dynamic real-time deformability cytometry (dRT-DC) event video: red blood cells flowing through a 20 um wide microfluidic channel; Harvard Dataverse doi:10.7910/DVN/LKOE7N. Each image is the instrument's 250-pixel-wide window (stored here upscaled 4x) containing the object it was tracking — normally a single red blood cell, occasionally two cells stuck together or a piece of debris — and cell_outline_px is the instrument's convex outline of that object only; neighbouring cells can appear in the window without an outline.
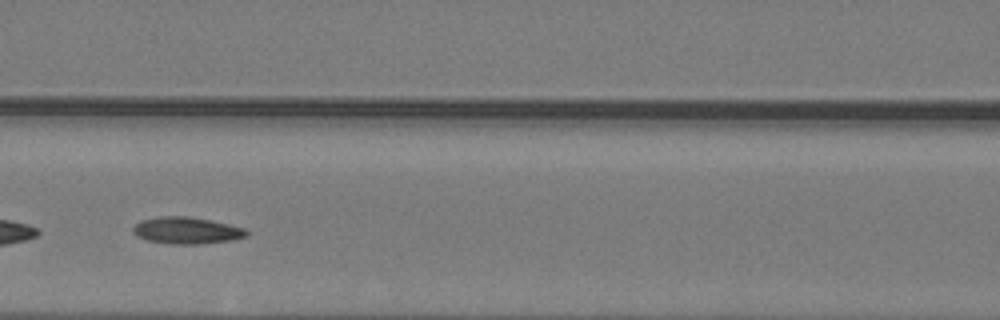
{"species": "common noctule bat (a hibernating species)", "species_latin": "Nyctalus noctula", "temperature_condition": "warm", "stored_images_in_passage": 34, "camera_frame_rate_fps": 3000, "um_per_image_px": 0.085, "animal": {"sex": "male", "body_mass_g": 19.2, "forearm_length_mm": 51.8}, "frame": {"image": 1, "passage_image": 12, "time_ms": 3.667, "image_size_px": [1000, 320], "cell_outline_px": [[248, 232], [244, 236], [232, 240], [200, 244], [168, 244], [148, 240], [136, 236], [132, 232], [132, 228], [140, 220], [160, 216], [184, 216], [208, 220], [228, 224], [244, 228]], "centroid_in_image_um": [15.8, 19.59], "position_along_channel_um": 150.8, "area_um2": 17.57}}
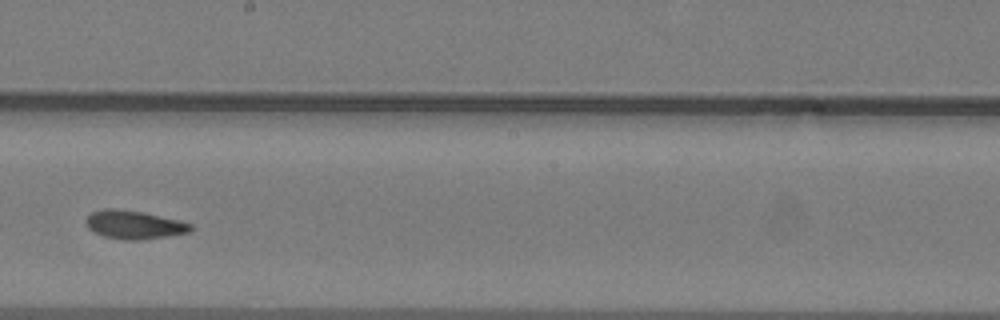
{"frame": {"image": 2, "passage_image": 18, "time_ms": 5.667, "image_size_px": [1000, 320], "cell_outline_px": [[192, 228], [188, 232], [140, 240], [124, 240], [104, 236], [88, 228], [84, 220], [92, 212], [104, 208], [116, 208], [144, 212], [180, 220], [192, 224]], "centroid_in_image_um": [11.37, 19.08], "position_along_channel_um": 236.8, "area_um2": 17.28}}
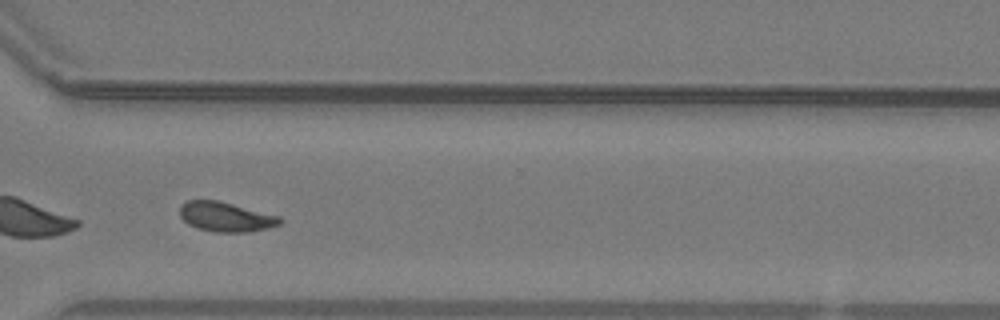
{"frame": {"image": 3, "passage_image": 26, "time_ms": 8.333, "image_size_px": [1000, 320], "cell_outline_px": [[284, 220], [280, 224], [268, 228], [252, 232], [216, 232], [196, 228], [188, 224], [180, 216], [180, 204], [188, 200], [220, 200], [280, 216]], "centroid_in_image_um": [19.21, 18.43], "position_along_channel_um": 351.4, "area_um2": 17.57}}